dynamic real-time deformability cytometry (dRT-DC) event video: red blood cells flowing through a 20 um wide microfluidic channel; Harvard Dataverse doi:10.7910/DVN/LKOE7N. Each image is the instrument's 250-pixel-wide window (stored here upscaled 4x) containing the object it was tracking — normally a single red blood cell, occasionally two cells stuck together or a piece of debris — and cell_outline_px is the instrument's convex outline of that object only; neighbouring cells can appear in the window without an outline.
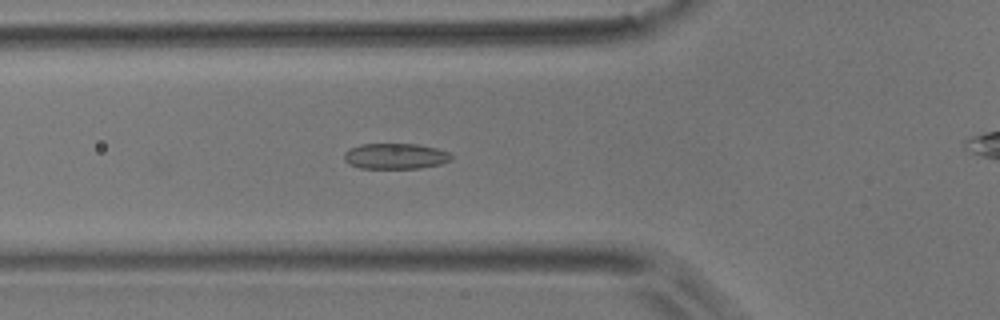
{"species": "common noctule bat (a hibernating species)", "species_latin": "Nyctalus noctula", "temperature_condition": "room temperature", "stored_images_in_passage": 43, "camera_frame_rate_fps": 3000, "um_per_image_px": 0.085, "animal": {"sex": "male", "body_mass_g": 17.9}, "frame": {"image": 1, "passage_image": 8, "time_ms": 2.333, "image_size_px": [1000, 320], "cell_outline_px": [[452, 160], [440, 164], [420, 168], [360, 168], [348, 164], [344, 160], [344, 152], [348, 148], [360, 144], [416, 144], [436, 148], [448, 152], [452, 156]], "centroid_in_image_um": [33.57, 13.27], "position_along_channel_um": 92.2, "area_um2": 16.13}}
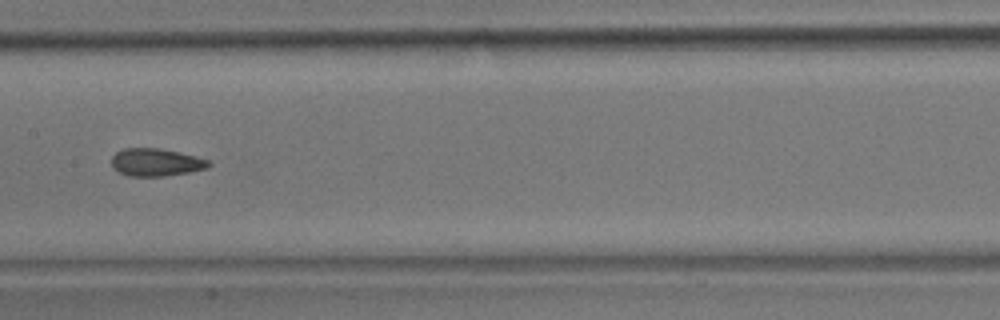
{"frame": {"image": 2, "passage_image": 16, "time_ms": 5.0, "image_size_px": [1000, 320], "cell_outline_px": [[212, 164], [208, 168], [188, 172], [164, 176], [128, 176], [112, 168], [112, 156], [116, 152], [124, 148], [160, 148], [180, 152], [208, 160]], "centroid_in_image_um": [13.25, 13.79], "position_along_channel_um": 194.2, "area_um2": 15.66}}
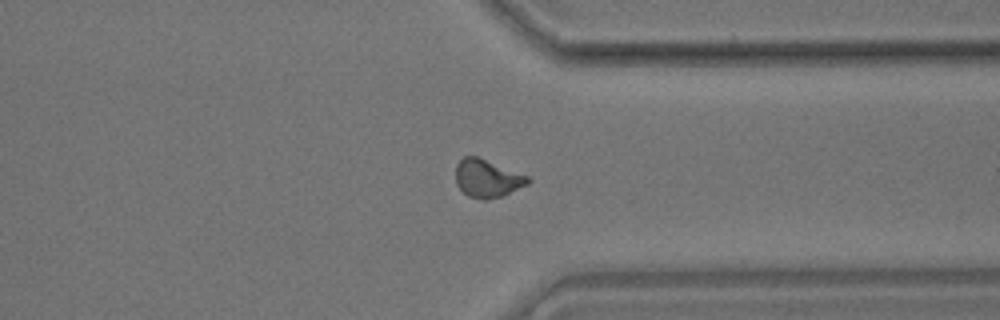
{"frame": {"image": 3, "passage_image": 30, "time_ms": 9.667, "image_size_px": [1000, 320], "cell_outline_px": [[532, 180], [528, 184], [500, 196], [488, 200], [484, 200], [468, 196], [456, 184], [456, 164], [464, 156], [476, 156], [528, 176]], "centroid_in_image_um": [41.4, 15.17], "position_along_channel_um": 370.0, "area_um2": 15.72}, "authors_computed_cell_mechanics": {"area_um2": 15.606, "velocity_mm_per_s": 3.7988, "shape_relaxation_time_tau1_ms": 5.5607, "shape_relaxation_time_tau2_ms": 1.8456, "deformation_change_tau1": 0.129, "deformation_change_tau2": 0.0814}}